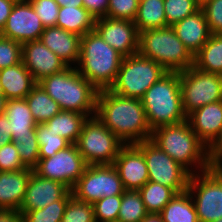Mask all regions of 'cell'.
Returning a JSON list of instances; mask_svg holds the SVG:
<instances>
[{"label":"cell","mask_w":222,"mask_h":222,"mask_svg":"<svg viewBox=\"0 0 222 222\" xmlns=\"http://www.w3.org/2000/svg\"><path fill=\"white\" fill-rule=\"evenodd\" d=\"M108 6L109 0H83V7L96 19L106 17Z\"/></svg>","instance_id":"ee69618b"},{"label":"cell","mask_w":222,"mask_h":222,"mask_svg":"<svg viewBox=\"0 0 222 222\" xmlns=\"http://www.w3.org/2000/svg\"><path fill=\"white\" fill-rule=\"evenodd\" d=\"M150 140L190 174L209 169L215 161L187 120L152 130Z\"/></svg>","instance_id":"7a4b0ae2"},{"label":"cell","mask_w":222,"mask_h":222,"mask_svg":"<svg viewBox=\"0 0 222 222\" xmlns=\"http://www.w3.org/2000/svg\"><path fill=\"white\" fill-rule=\"evenodd\" d=\"M217 165H219V167L222 169V157H220L217 161H216Z\"/></svg>","instance_id":"f5cc1de1"},{"label":"cell","mask_w":222,"mask_h":222,"mask_svg":"<svg viewBox=\"0 0 222 222\" xmlns=\"http://www.w3.org/2000/svg\"><path fill=\"white\" fill-rule=\"evenodd\" d=\"M211 34H222V0H207L201 5Z\"/></svg>","instance_id":"7bdbcfd3"},{"label":"cell","mask_w":222,"mask_h":222,"mask_svg":"<svg viewBox=\"0 0 222 222\" xmlns=\"http://www.w3.org/2000/svg\"><path fill=\"white\" fill-rule=\"evenodd\" d=\"M151 130L187 120L182 107L179 72H168L141 99Z\"/></svg>","instance_id":"5b68a950"},{"label":"cell","mask_w":222,"mask_h":222,"mask_svg":"<svg viewBox=\"0 0 222 222\" xmlns=\"http://www.w3.org/2000/svg\"><path fill=\"white\" fill-rule=\"evenodd\" d=\"M94 30L123 57L138 53L139 31L134 21L98 18Z\"/></svg>","instance_id":"9a60e30c"},{"label":"cell","mask_w":222,"mask_h":222,"mask_svg":"<svg viewBox=\"0 0 222 222\" xmlns=\"http://www.w3.org/2000/svg\"><path fill=\"white\" fill-rule=\"evenodd\" d=\"M159 214L163 222H199L188 191L176 194Z\"/></svg>","instance_id":"83f0119b"},{"label":"cell","mask_w":222,"mask_h":222,"mask_svg":"<svg viewBox=\"0 0 222 222\" xmlns=\"http://www.w3.org/2000/svg\"><path fill=\"white\" fill-rule=\"evenodd\" d=\"M123 56L95 31L81 36L77 71L96 89L107 90L115 82Z\"/></svg>","instance_id":"277c9868"},{"label":"cell","mask_w":222,"mask_h":222,"mask_svg":"<svg viewBox=\"0 0 222 222\" xmlns=\"http://www.w3.org/2000/svg\"><path fill=\"white\" fill-rule=\"evenodd\" d=\"M7 99L4 94H0V116L4 114L6 108Z\"/></svg>","instance_id":"816d5d0a"},{"label":"cell","mask_w":222,"mask_h":222,"mask_svg":"<svg viewBox=\"0 0 222 222\" xmlns=\"http://www.w3.org/2000/svg\"><path fill=\"white\" fill-rule=\"evenodd\" d=\"M88 119L86 114L75 111H60L48 121L44 122L47 128L56 135L66 139L70 144H76L84 122Z\"/></svg>","instance_id":"484cf974"},{"label":"cell","mask_w":222,"mask_h":222,"mask_svg":"<svg viewBox=\"0 0 222 222\" xmlns=\"http://www.w3.org/2000/svg\"><path fill=\"white\" fill-rule=\"evenodd\" d=\"M0 222H23V216L17 210H0Z\"/></svg>","instance_id":"7dc6e473"},{"label":"cell","mask_w":222,"mask_h":222,"mask_svg":"<svg viewBox=\"0 0 222 222\" xmlns=\"http://www.w3.org/2000/svg\"><path fill=\"white\" fill-rule=\"evenodd\" d=\"M138 4H140L143 0H135Z\"/></svg>","instance_id":"9f6ffc18"},{"label":"cell","mask_w":222,"mask_h":222,"mask_svg":"<svg viewBox=\"0 0 222 222\" xmlns=\"http://www.w3.org/2000/svg\"><path fill=\"white\" fill-rule=\"evenodd\" d=\"M195 68L222 75V34H211L208 41L194 55Z\"/></svg>","instance_id":"4316f807"},{"label":"cell","mask_w":222,"mask_h":222,"mask_svg":"<svg viewBox=\"0 0 222 222\" xmlns=\"http://www.w3.org/2000/svg\"><path fill=\"white\" fill-rule=\"evenodd\" d=\"M72 197V191L66 185L43 178L33 171L18 211L23 215L27 211L42 209L55 201L70 200Z\"/></svg>","instance_id":"2e32d148"},{"label":"cell","mask_w":222,"mask_h":222,"mask_svg":"<svg viewBox=\"0 0 222 222\" xmlns=\"http://www.w3.org/2000/svg\"><path fill=\"white\" fill-rule=\"evenodd\" d=\"M168 71L139 53L123 57L115 82L109 90L123 97L142 99L145 92Z\"/></svg>","instance_id":"52a82bcc"},{"label":"cell","mask_w":222,"mask_h":222,"mask_svg":"<svg viewBox=\"0 0 222 222\" xmlns=\"http://www.w3.org/2000/svg\"><path fill=\"white\" fill-rule=\"evenodd\" d=\"M95 115L125 145L137 144L151 137L152 130L141 99L123 97L109 89L100 90Z\"/></svg>","instance_id":"6da1fadb"},{"label":"cell","mask_w":222,"mask_h":222,"mask_svg":"<svg viewBox=\"0 0 222 222\" xmlns=\"http://www.w3.org/2000/svg\"><path fill=\"white\" fill-rule=\"evenodd\" d=\"M0 83L7 100L26 98L37 84L23 62L0 69Z\"/></svg>","instance_id":"603a6c76"},{"label":"cell","mask_w":222,"mask_h":222,"mask_svg":"<svg viewBox=\"0 0 222 222\" xmlns=\"http://www.w3.org/2000/svg\"><path fill=\"white\" fill-rule=\"evenodd\" d=\"M69 200L55 201L42 209L25 212L23 222H61Z\"/></svg>","instance_id":"e575fe53"},{"label":"cell","mask_w":222,"mask_h":222,"mask_svg":"<svg viewBox=\"0 0 222 222\" xmlns=\"http://www.w3.org/2000/svg\"><path fill=\"white\" fill-rule=\"evenodd\" d=\"M187 191L194 202L199 222L222 218V169L216 162L205 171L191 174Z\"/></svg>","instance_id":"9c48e42d"},{"label":"cell","mask_w":222,"mask_h":222,"mask_svg":"<svg viewBox=\"0 0 222 222\" xmlns=\"http://www.w3.org/2000/svg\"><path fill=\"white\" fill-rule=\"evenodd\" d=\"M187 121L199 140L210 149L222 134V100L193 111Z\"/></svg>","instance_id":"d6986e66"},{"label":"cell","mask_w":222,"mask_h":222,"mask_svg":"<svg viewBox=\"0 0 222 222\" xmlns=\"http://www.w3.org/2000/svg\"><path fill=\"white\" fill-rule=\"evenodd\" d=\"M80 39L75 33L59 27H46L40 41L68 67H76L80 59Z\"/></svg>","instance_id":"ffe728a7"},{"label":"cell","mask_w":222,"mask_h":222,"mask_svg":"<svg viewBox=\"0 0 222 222\" xmlns=\"http://www.w3.org/2000/svg\"><path fill=\"white\" fill-rule=\"evenodd\" d=\"M198 1V3L200 4V5H202L203 3H205L207 0H197Z\"/></svg>","instance_id":"db71d44e"},{"label":"cell","mask_w":222,"mask_h":222,"mask_svg":"<svg viewBox=\"0 0 222 222\" xmlns=\"http://www.w3.org/2000/svg\"><path fill=\"white\" fill-rule=\"evenodd\" d=\"M138 11L135 0H109L106 17L134 21Z\"/></svg>","instance_id":"60d3db41"},{"label":"cell","mask_w":222,"mask_h":222,"mask_svg":"<svg viewBox=\"0 0 222 222\" xmlns=\"http://www.w3.org/2000/svg\"><path fill=\"white\" fill-rule=\"evenodd\" d=\"M71 191L77 200L93 204L103 197L123 195L125 189L113 165H88Z\"/></svg>","instance_id":"7c38bea8"},{"label":"cell","mask_w":222,"mask_h":222,"mask_svg":"<svg viewBox=\"0 0 222 222\" xmlns=\"http://www.w3.org/2000/svg\"><path fill=\"white\" fill-rule=\"evenodd\" d=\"M13 142L15 143L23 165L26 168L34 169L40 159L37 136L30 135V137L17 138Z\"/></svg>","instance_id":"74e56055"},{"label":"cell","mask_w":222,"mask_h":222,"mask_svg":"<svg viewBox=\"0 0 222 222\" xmlns=\"http://www.w3.org/2000/svg\"><path fill=\"white\" fill-rule=\"evenodd\" d=\"M134 23L139 33L148 29L166 27L164 0H143L138 4Z\"/></svg>","instance_id":"f546056e"},{"label":"cell","mask_w":222,"mask_h":222,"mask_svg":"<svg viewBox=\"0 0 222 222\" xmlns=\"http://www.w3.org/2000/svg\"><path fill=\"white\" fill-rule=\"evenodd\" d=\"M139 192L148 213H160L177 194L172 188L153 181H148Z\"/></svg>","instance_id":"4dcf8cb0"},{"label":"cell","mask_w":222,"mask_h":222,"mask_svg":"<svg viewBox=\"0 0 222 222\" xmlns=\"http://www.w3.org/2000/svg\"><path fill=\"white\" fill-rule=\"evenodd\" d=\"M182 107L186 116L209 103L222 100V75L194 66L179 72Z\"/></svg>","instance_id":"30bf717a"},{"label":"cell","mask_w":222,"mask_h":222,"mask_svg":"<svg viewBox=\"0 0 222 222\" xmlns=\"http://www.w3.org/2000/svg\"><path fill=\"white\" fill-rule=\"evenodd\" d=\"M113 166L125 190H139L149 181L144 155L135 144L124 145Z\"/></svg>","instance_id":"e0dca14e"},{"label":"cell","mask_w":222,"mask_h":222,"mask_svg":"<svg viewBox=\"0 0 222 222\" xmlns=\"http://www.w3.org/2000/svg\"><path fill=\"white\" fill-rule=\"evenodd\" d=\"M11 136L12 131L10 130L8 119L3 114L0 116V148L12 142Z\"/></svg>","instance_id":"bcb514c9"},{"label":"cell","mask_w":222,"mask_h":222,"mask_svg":"<svg viewBox=\"0 0 222 222\" xmlns=\"http://www.w3.org/2000/svg\"><path fill=\"white\" fill-rule=\"evenodd\" d=\"M22 62V44L0 35V69Z\"/></svg>","instance_id":"f35d334b"},{"label":"cell","mask_w":222,"mask_h":222,"mask_svg":"<svg viewBox=\"0 0 222 222\" xmlns=\"http://www.w3.org/2000/svg\"><path fill=\"white\" fill-rule=\"evenodd\" d=\"M0 94H4L0 83Z\"/></svg>","instance_id":"11a10c76"},{"label":"cell","mask_w":222,"mask_h":222,"mask_svg":"<svg viewBox=\"0 0 222 222\" xmlns=\"http://www.w3.org/2000/svg\"><path fill=\"white\" fill-rule=\"evenodd\" d=\"M25 99L37 124L48 121L61 111L59 104L38 83Z\"/></svg>","instance_id":"f1b7e54d"},{"label":"cell","mask_w":222,"mask_h":222,"mask_svg":"<svg viewBox=\"0 0 222 222\" xmlns=\"http://www.w3.org/2000/svg\"><path fill=\"white\" fill-rule=\"evenodd\" d=\"M4 115L12 131L11 139L30 137L36 135V125L26 99H9L6 103Z\"/></svg>","instance_id":"cb8c5ba5"},{"label":"cell","mask_w":222,"mask_h":222,"mask_svg":"<svg viewBox=\"0 0 222 222\" xmlns=\"http://www.w3.org/2000/svg\"><path fill=\"white\" fill-rule=\"evenodd\" d=\"M60 7L71 6V7H83V0H55Z\"/></svg>","instance_id":"681fc988"},{"label":"cell","mask_w":222,"mask_h":222,"mask_svg":"<svg viewBox=\"0 0 222 222\" xmlns=\"http://www.w3.org/2000/svg\"><path fill=\"white\" fill-rule=\"evenodd\" d=\"M22 62L37 83L44 77L60 73L68 67L40 40L22 44Z\"/></svg>","instance_id":"ac0fdd59"},{"label":"cell","mask_w":222,"mask_h":222,"mask_svg":"<svg viewBox=\"0 0 222 222\" xmlns=\"http://www.w3.org/2000/svg\"><path fill=\"white\" fill-rule=\"evenodd\" d=\"M16 1L17 0H0V33L5 27Z\"/></svg>","instance_id":"f6af8a7d"},{"label":"cell","mask_w":222,"mask_h":222,"mask_svg":"<svg viewBox=\"0 0 222 222\" xmlns=\"http://www.w3.org/2000/svg\"><path fill=\"white\" fill-rule=\"evenodd\" d=\"M147 214L139 190H125L117 222H141Z\"/></svg>","instance_id":"1f68e13d"},{"label":"cell","mask_w":222,"mask_h":222,"mask_svg":"<svg viewBox=\"0 0 222 222\" xmlns=\"http://www.w3.org/2000/svg\"><path fill=\"white\" fill-rule=\"evenodd\" d=\"M39 143V158H49L59 150L65 149L70 143L63 137L56 135L44 123H38L35 130Z\"/></svg>","instance_id":"d6a6232c"},{"label":"cell","mask_w":222,"mask_h":222,"mask_svg":"<svg viewBox=\"0 0 222 222\" xmlns=\"http://www.w3.org/2000/svg\"><path fill=\"white\" fill-rule=\"evenodd\" d=\"M38 84L59 104L61 111L95 116L99 90L76 67H67L60 73L44 77Z\"/></svg>","instance_id":"3957f363"},{"label":"cell","mask_w":222,"mask_h":222,"mask_svg":"<svg viewBox=\"0 0 222 222\" xmlns=\"http://www.w3.org/2000/svg\"><path fill=\"white\" fill-rule=\"evenodd\" d=\"M95 21L96 18L84 7L63 6L59 8L56 27L81 37L94 30Z\"/></svg>","instance_id":"d4e9b609"},{"label":"cell","mask_w":222,"mask_h":222,"mask_svg":"<svg viewBox=\"0 0 222 222\" xmlns=\"http://www.w3.org/2000/svg\"><path fill=\"white\" fill-rule=\"evenodd\" d=\"M143 153L149 181L172 188L177 194L187 191L190 173L150 139L135 144Z\"/></svg>","instance_id":"8fae6325"},{"label":"cell","mask_w":222,"mask_h":222,"mask_svg":"<svg viewBox=\"0 0 222 222\" xmlns=\"http://www.w3.org/2000/svg\"><path fill=\"white\" fill-rule=\"evenodd\" d=\"M213 222H222V218H221V219H219V220H217V221H213Z\"/></svg>","instance_id":"6f0895ef"},{"label":"cell","mask_w":222,"mask_h":222,"mask_svg":"<svg viewBox=\"0 0 222 222\" xmlns=\"http://www.w3.org/2000/svg\"><path fill=\"white\" fill-rule=\"evenodd\" d=\"M26 169L23 165L15 143L5 144L0 148V172H11Z\"/></svg>","instance_id":"b9f144b4"},{"label":"cell","mask_w":222,"mask_h":222,"mask_svg":"<svg viewBox=\"0 0 222 222\" xmlns=\"http://www.w3.org/2000/svg\"><path fill=\"white\" fill-rule=\"evenodd\" d=\"M61 222H96L93 204L79 201L73 196L68 201Z\"/></svg>","instance_id":"8d00e7d4"},{"label":"cell","mask_w":222,"mask_h":222,"mask_svg":"<svg viewBox=\"0 0 222 222\" xmlns=\"http://www.w3.org/2000/svg\"><path fill=\"white\" fill-rule=\"evenodd\" d=\"M33 169L0 172V210H19Z\"/></svg>","instance_id":"7402d4cb"},{"label":"cell","mask_w":222,"mask_h":222,"mask_svg":"<svg viewBox=\"0 0 222 222\" xmlns=\"http://www.w3.org/2000/svg\"><path fill=\"white\" fill-rule=\"evenodd\" d=\"M122 195L103 197L93 203L96 222H117Z\"/></svg>","instance_id":"d590c367"},{"label":"cell","mask_w":222,"mask_h":222,"mask_svg":"<svg viewBox=\"0 0 222 222\" xmlns=\"http://www.w3.org/2000/svg\"><path fill=\"white\" fill-rule=\"evenodd\" d=\"M76 145L87 165H113L125 144L95 115L84 122Z\"/></svg>","instance_id":"ba28073f"},{"label":"cell","mask_w":222,"mask_h":222,"mask_svg":"<svg viewBox=\"0 0 222 222\" xmlns=\"http://www.w3.org/2000/svg\"><path fill=\"white\" fill-rule=\"evenodd\" d=\"M141 222H163L159 213H148Z\"/></svg>","instance_id":"f907efd6"},{"label":"cell","mask_w":222,"mask_h":222,"mask_svg":"<svg viewBox=\"0 0 222 222\" xmlns=\"http://www.w3.org/2000/svg\"><path fill=\"white\" fill-rule=\"evenodd\" d=\"M44 29L29 0H17L0 35L24 44L39 40Z\"/></svg>","instance_id":"5bb4252c"},{"label":"cell","mask_w":222,"mask_h":222,"mask_svg":"<svg viewBox=\"0 0 222 222\" xmlns=\"http://www.w3.org/2000/svg\"><path fill=\"white\" fill-rule=\"evenodd\" d=\"M200 8L197 0H164L166 27L192 15Z\"/></svg>","instance_id":"836d02e7"},{"label":"cell","mask_w":222,"mask_h":222,"mask_svg":"<svg viewBox=\"0 0 222 222\" xmlns=\"http://www.w3.org/2000/svg\"><path fill=\"white\" fill-rule=\"evenodd\" d=\"M138 53L160 64L168 72H183L194 65V56L171 26L140 32Z\"/></svg>","instance_id":"8992f818"},{"label":"cell","mask_w":222,"mask_h":222,"mask_svg":"<svg viewBox=\"0 0 222 222\" xmlns=\"http://www.w3.org/2000/svg\"><path fill=\"white\" fill-rule=\"evenodd\" d=\"M171 27L193 56L203 47L211 35L202 8L174 23Z\"/></svg>","instance_id":"44dd1931"},{"label":"cell","mask_w":222,"mask_h":222,"mask_svg":"<svg viewBox=\"0 0 222 222\" xmlns=\"http://www.w3.org/2000/svg\"><path fill=\"white\" fill-rule=\"evenodd\" d=\"M29 2L45 28L56 26L60 6L55 0H29Z\"/></svg>","instance_id":"ab89813d"},{"label":"cell","mask_w":222,"mask_h":222,"mask_svg":"<svg viewBox=\"0 0 222 222\" xmlns=\"http://www.w3.org/2000/svg\"><path fill=\"white\" fill-rule=\"evenodd\" d=\"M209 153L215 162L222 157V134L218 141L209 149Z\"/></svg>","instance_id":"c3c4849f"},{"label":"cell","mask_w":222,"mask_h":222,"mask_svg":"<svg viewBox=\"0 0 222 222\" xmlns=\"http://www.w3.org/2000/svg\"><path fill=\"white\" fill-rule=\"evenodd\" d=\"M87 166L77 145L70 144L52 157L40 158L33 171L43 178L61 182L72 190Z\"/></svg>","instance_id":"4fadbf2b"}]
</instances>
